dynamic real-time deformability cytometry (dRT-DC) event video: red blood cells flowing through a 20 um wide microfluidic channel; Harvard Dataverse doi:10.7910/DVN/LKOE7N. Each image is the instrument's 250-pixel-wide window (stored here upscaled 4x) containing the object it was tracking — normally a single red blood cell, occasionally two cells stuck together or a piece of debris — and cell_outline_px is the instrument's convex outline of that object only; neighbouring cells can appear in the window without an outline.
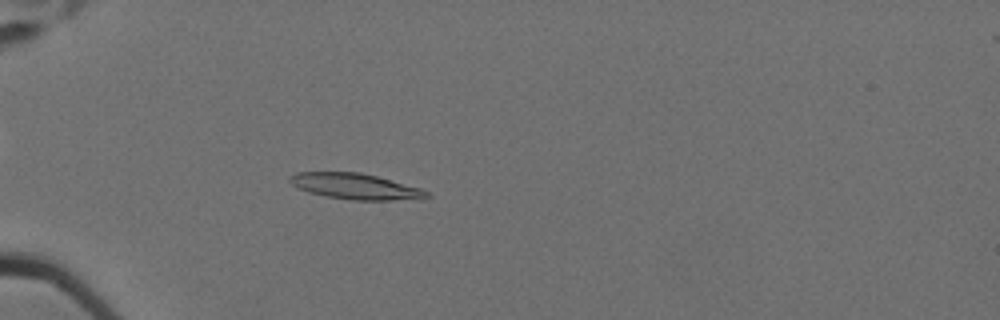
{"species": "Egyptian fruit bat (a non-hibernating species)", "species_latin": "Rousettus aegyptiacus", "temperature_condition": "cold", "stored_images_in_passage": 60, "camera_frame_rate_fps": 3000, "um_per_image_px": 0.085, "animal": {"sex": "female"}, "frame": {"image": 1, "passage_image": 20, "time_ms": 6.333, "image_size_px": [1000, 320], "cell_outline_px": [[432, 196], [424, 200], [352, 200], [328, 196], [308, 192], [292, 184], [288, 180], [288, 176], [296, 172], [360, 172], [376, 176], [420, 188], [428, 192]], "centroid_in_image_um": [30.26, 15.85], "position_along_channel_um": 54.7, "area_um2": 20.69}}
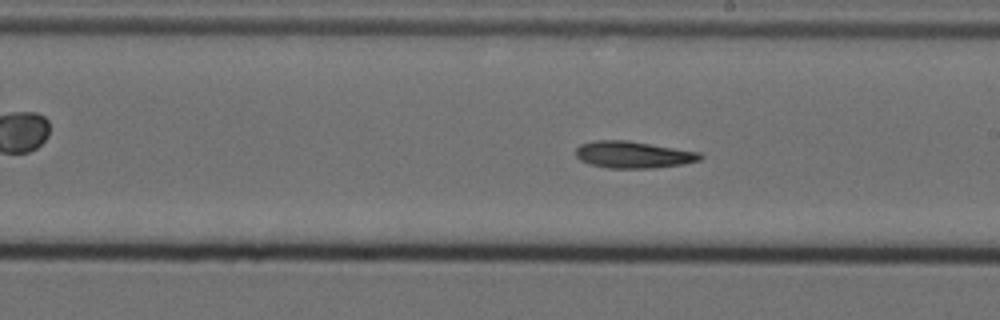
{"frame": {"image": 2, "passage_image": 37, "time_ms": 12.0, "image_size_px": [1000, 320], "cell_outline_px": [[704, 156], [700, 160], [684, 164], [652, 168], [608, 168], [588, 164], [580, 160], [576, 156], [576, 148], [580, 144], [596, 140], [628, 140], [700, 152]], "centroid_in_image_um": [53.82, 13.15], "position_along_channel_um": 235.2, "area_um2": 19.59}}
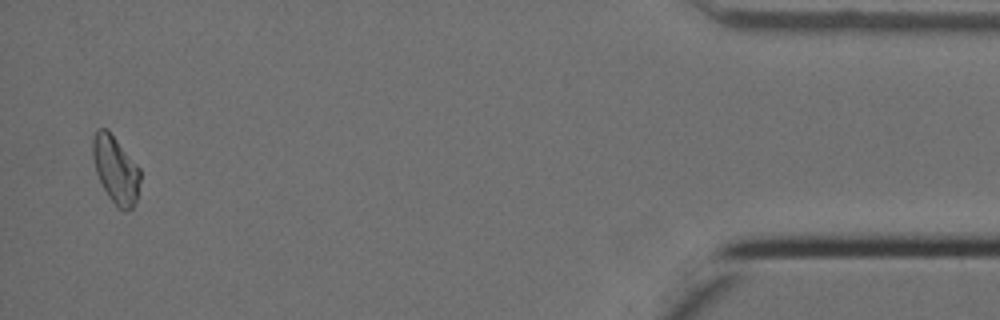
{"frame": {"image": 3, "passage_image": 59, "time_ms": 19.333, "image_size_px": [1000, 320], "cell_outline_px": [[140, 180], [136, 200], [132, 208], [124, 212], [108, 196], [96, 172], [92, 156], [92, 136], [96, 128], [108, 128], [140, 168]], "centroid_in_image_um": [9.82, 14.36], "position_along_channel_um": 425.4, "area_um2": 18.67}}